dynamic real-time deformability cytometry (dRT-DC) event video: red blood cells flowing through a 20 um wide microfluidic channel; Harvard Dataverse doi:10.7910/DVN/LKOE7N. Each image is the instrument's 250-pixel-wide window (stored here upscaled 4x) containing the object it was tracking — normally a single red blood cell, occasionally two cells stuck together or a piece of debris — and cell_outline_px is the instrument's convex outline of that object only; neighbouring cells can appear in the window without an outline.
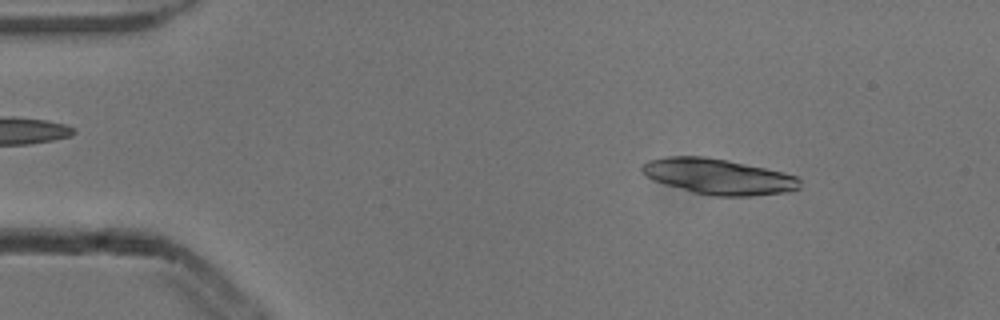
{"species": "common noctule bat (a hibernating species)", "species_latin": "Nyctalus noctula", "temperature_condition": "cold", "stored_images_in_passage": 5, "camera_frame_rate_fps": 3000, "um_per_image_px": 0.085, "animal": {"sex": "male", "body_mass_g": 13.3}, "frame": {"image": 1, "passage_image": 2, "time_ms": 0.333, "image_size_px": [1000, 320], "cell_outline_px": [[800, 188], [788, 192], [752, 196], [716, 196], [692, 192], [656, 180], [648, 176], [640, 168], [648, 160], [664, 156], [704, 156], [728, 160], [784, 172], [796, 176], [800, 180]], "centroid_in_image_um": [61.12, 15.0], "position_along_channel_um": 23.9, "area_um2": 32.54}}
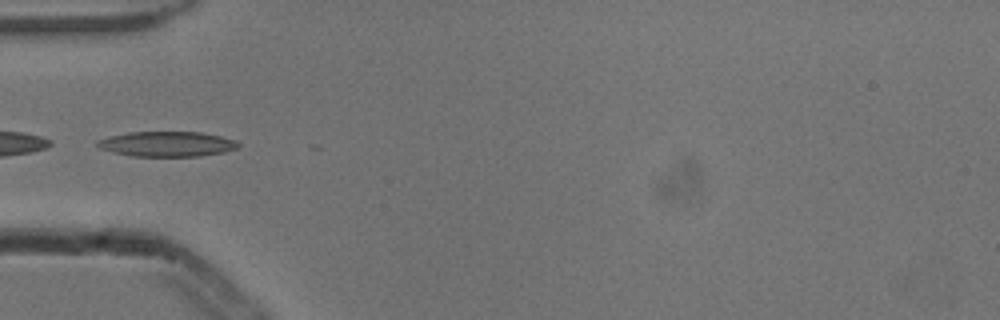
{"frame": {"image": 2, "passage_image": 5, "time_ms": 1.333, "image_size_px": [1000, 320], "cell_outline_px": [[240, 144], [236, 148], [224, 152], [200, 156], [132, 156], [112, 152], [100, 148], [96, 144], [96, 140], [128, 132], [200, 132], [220, 136], [236, 140]], "centroid_in_image_um": [14.19, 12.24], "position_along_channel_um": 70.8, "area_um2": 20.52}}